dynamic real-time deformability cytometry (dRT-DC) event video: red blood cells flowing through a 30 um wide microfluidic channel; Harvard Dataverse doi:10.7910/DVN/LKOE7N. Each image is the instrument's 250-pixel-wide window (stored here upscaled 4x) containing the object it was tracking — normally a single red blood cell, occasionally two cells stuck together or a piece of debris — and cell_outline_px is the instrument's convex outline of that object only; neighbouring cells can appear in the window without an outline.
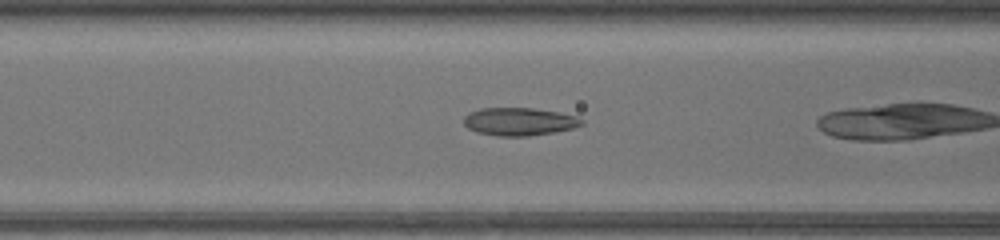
{"species": "common noctule bat (a hibernating species)", "species_latin": "Nyctalus noctula", "temperature_condition": "warm", "stored_images_in_passage": 35, "camera_frame_rate_fps": 3000, "um_per_image_px": 0.085, "animal": {"sex": "female", "body_mass_g": 17.0, "forearm_length_mm": 48.0}, "frame": {"image": 1, "passage_image": 17, "time_ms": 5.333, "image_size_px": [1000, 240], "cell_outline_px": [[584, 124], [572, 128], [556, 132], [528, 136], [496, 136], [476, 132], [468, 128], [464, 124], [464, 116], [468, 112], [480, 108], [532, 108], [556, 112], [576, 116], [584, 120]], "centroid_in_image_um": [44.11, 10.34], "position_along_channel_um": 122.5, "area_um2": 19.25}}
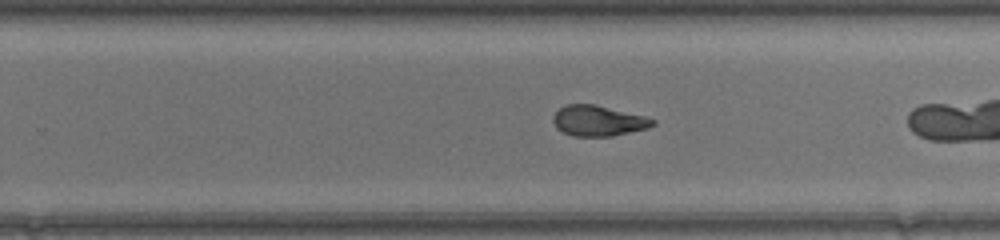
{"frame": {"image": 2, "passage_image": 28, "time_ms": 9.0, "image_size_px": [1000, 240], "cell_outline_px": [[656, 124], [648, 128], [612, 136], [572, 136], [556, 128], [552, 120], [552, 116], [564, 104], [596, 104], [644, 116], [656, 120]], "centroid_in_image_um": [50.84, 10.26], "position_along_channel_um": 279.0, "area_um2": 17.8}}
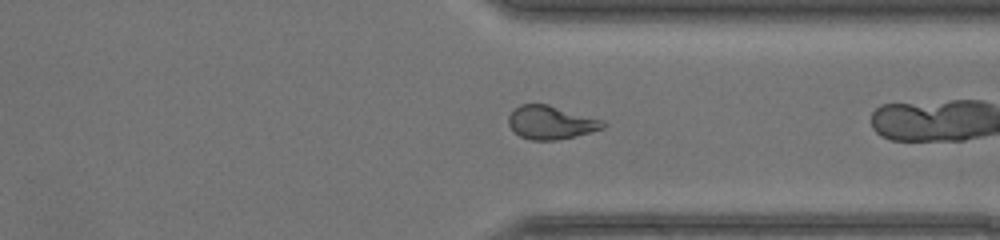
{"frame": {"image": 3, "passage_image": 34, "time_ms": 11.0, "image_size_px": [1000, 240], "cell_outline_px": [[608, 124], [604, 128], [556, 140], [532, 140], [520, 136], [508, 124], [508, 116], [512, 108], [520, 104], [548, 104], [604, 120]], "centroid_in_image_um": [46.81, 10.39], "position_along_channel_um": 364.6, "area_um2": 18.38}}